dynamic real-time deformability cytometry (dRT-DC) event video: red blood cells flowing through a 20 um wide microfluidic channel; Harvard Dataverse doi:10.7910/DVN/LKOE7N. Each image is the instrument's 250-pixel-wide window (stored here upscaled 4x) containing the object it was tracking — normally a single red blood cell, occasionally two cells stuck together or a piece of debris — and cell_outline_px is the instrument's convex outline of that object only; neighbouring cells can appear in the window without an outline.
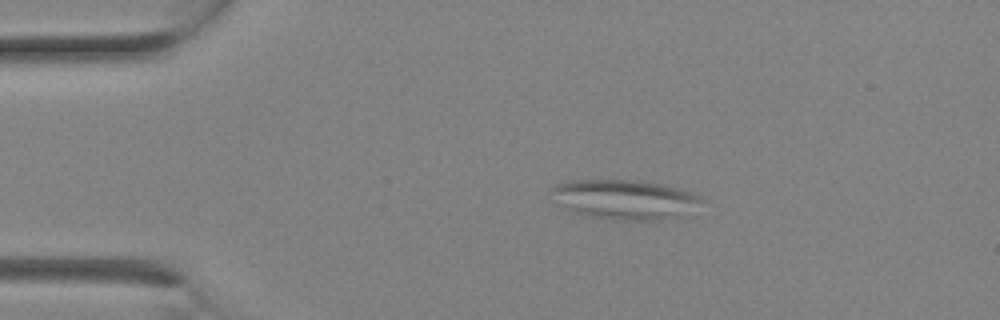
{"species": "Egyptian fruit bat (a non-hibernating species)", "species_latin": "Rousettus aegyptiacus", "temperature_condition": "room temperature", "stored_images_in_passage": 1, "camera_frame_rate_fps": 3000, "um_per_image_px": 0.085, "animal": {"sex": "female"}, "frame": {"image": 1, "passage_image": 1, "time_ms": 0.0, "image_size_px": [1000, 320], "cell_outline_px": [[704, 200], [684, 216], [660, 220], [620, 220], [592, 216], [576, 212], [548, 200], [552, 188], [556, 184], [572, 180], [636, 180], [664, 184], [680, 188], [704, 196]], "centroid_in_image_um": [53.12, 16.94], "position_along_channel_um": 31.9, "area_um2": 35.08}}